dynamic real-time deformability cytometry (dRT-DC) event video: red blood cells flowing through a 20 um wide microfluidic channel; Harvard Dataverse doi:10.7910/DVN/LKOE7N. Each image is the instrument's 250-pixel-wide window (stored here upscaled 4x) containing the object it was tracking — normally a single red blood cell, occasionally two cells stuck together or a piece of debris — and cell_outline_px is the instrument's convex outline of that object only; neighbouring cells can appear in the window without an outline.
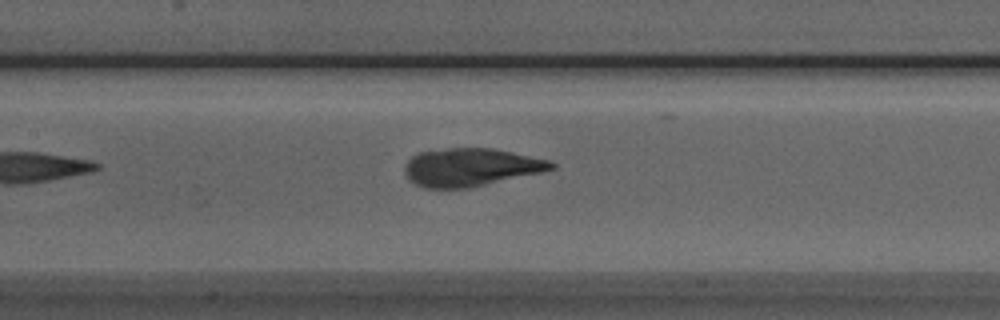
{"species": "Egyptian fruit bat (a non-hibernating species)", "species_latin": "Rousettus aegyptiacus", "temperature_condition": "room temperature", "stored_images_in_passage": 7, "camera_frame_rate_fps": 3000, "um_per_image_px": 0.085, "animal": {"sex": "male"}, "frame": {"image": 1, "passage_image": 7, "time_ms": 7.0, "image_size_px": [1000, 320], "cell_outline_px": [[556, 168], [540, 172], [468, 188], [424, 188], [408, 180], [404, 172], [404, 164], [412, 156], [420, 152], [448, 148], [492, 148], [552, 160], [556, 164]], "centroid_in_image_um": [39.99, 14.21], "position_along_channel_um": 167.4, "area_um2": 32.43}}